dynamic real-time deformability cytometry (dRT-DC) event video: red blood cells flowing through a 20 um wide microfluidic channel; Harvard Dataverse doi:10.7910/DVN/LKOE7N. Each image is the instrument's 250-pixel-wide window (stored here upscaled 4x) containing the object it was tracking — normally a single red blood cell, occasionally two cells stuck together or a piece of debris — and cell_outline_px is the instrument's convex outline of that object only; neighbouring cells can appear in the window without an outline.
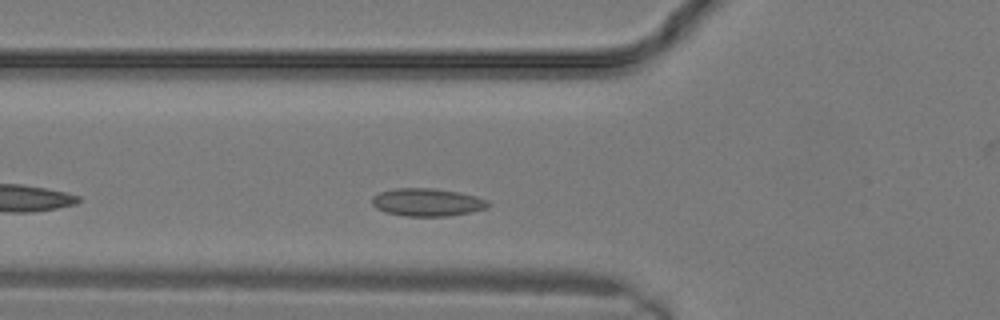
{"species": "common noctule bat (a hibernating species)", "species_latin": "Nyctalus noctula", "temperature_condition": "warm", "stored_images_in_passage": 8, "camera_frame_rate_fps": 3000, "um_per_image_px": 0.085, "animal": {"sex": "male", "body_mass_g": 19.2, "forearm_length_mm": 51.8}, "frame": {"image": 1, "passage_image": 3, "time_ms": 0.667, "image_size_px": [1000, 320], "cell_outline_px": [[492, 204], [484, 208], [472, 212], [448, 216], [404, 216], [384, 212], [376, 208], [372, 204], [372, 196], [380, 192], [396, 188], [432, 188], [460, 192], [476, 196], [488, 200]], "centroid_in_image_um": [36.31, 17.19], "position_along_channel_um": 89.5, "area_um2": 18.96}}
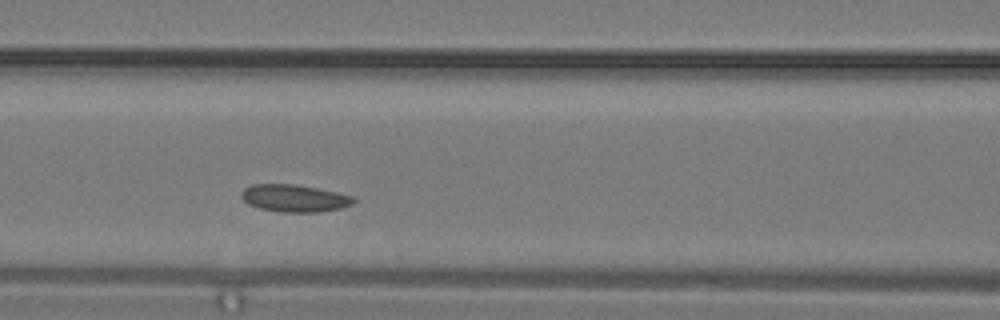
{"frame": {"image": 2, "passage_image": 5, "time_ms": 1.333, "image_size_px": [1000, 320], "cell_outline_px": [[356, 200], [352, 204], [340, 208], [316, 212], [280, 212], [260, 208], [248, 204], [240, 196], [240, 192], [244, 188], [252, 184], [296, 184], [336, 192], [352, 196]], "centroid_in_image_um": [24.98, 16.84], "position_along_channel_um": 141.6, "area_um2": 17.8}}
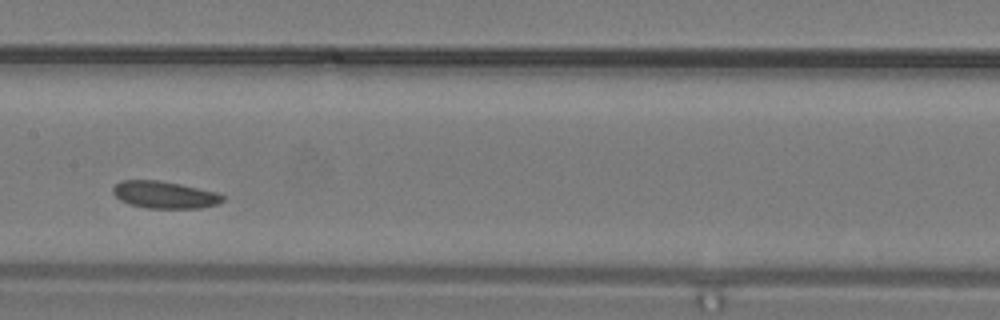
{"frame": {"image": 3, "passage_image": 7, "time_ms": 2.0, "image_size_px": [1000, 320], "cell_outline_px": [[224, 200], [220, 204], [200, 208], [148, 208], [128, 204], [120, 200], [112, 192], [112, 188], [120, 180], [160, 180], [180, 184], [216, 192], [224, 196]], "centroid_in_image_um": [13.98, 16.56], "position_along_channel_um": 193.4, "area_um2": 17.46}}